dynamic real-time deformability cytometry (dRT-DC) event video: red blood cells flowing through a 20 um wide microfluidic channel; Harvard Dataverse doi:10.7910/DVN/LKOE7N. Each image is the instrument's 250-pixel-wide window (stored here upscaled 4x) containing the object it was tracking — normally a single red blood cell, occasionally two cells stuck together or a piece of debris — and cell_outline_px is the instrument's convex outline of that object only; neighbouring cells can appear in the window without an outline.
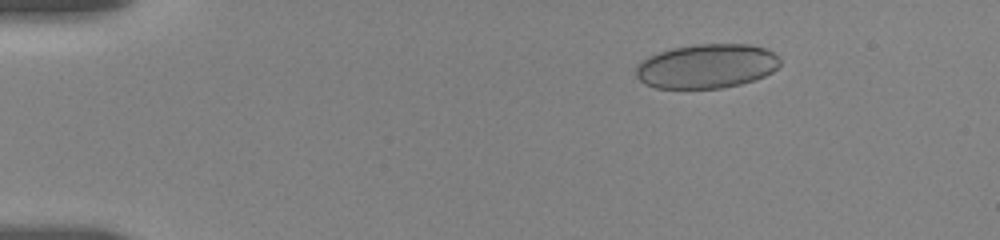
{"species": "human", "species_latin": "Homo sapiens", "temperature_condition": "room temperature", "stored_images_in_passage": 51, "camera_frame_rate_fps": 3000, "um_per_image_px": 0.085, "donor": {"sex": "female"}, "frame": {"image": 1, "passage_image": 4, "time_ms": 1.0, "image_size_px": [1000, 240], "cell_outline_px": [[780, 64], [772, 72], [764, 76], [740, 84], [724, 88], [656, 88], [644, 84], [636, 76], [636, 64], [648, 56], [672, 48], [696, 44], [748, 44], [768, 48], [780, 60]], "centroid_in_image_um": [60.05, 5.62], "position_along_channel_um": 25.0, "area_um2": 37.28}}
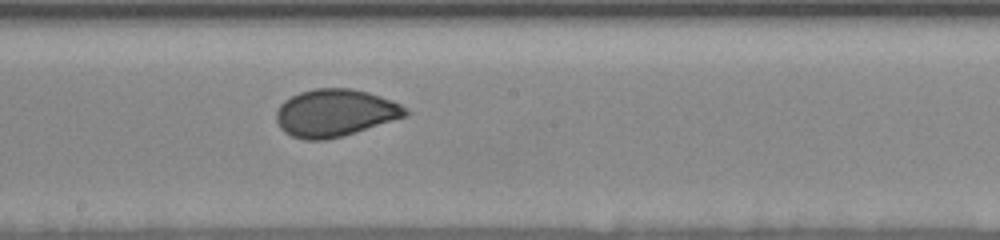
{"frame": {"image": 2, "passage_image": 27, "time_ms": 8.667, "image_size_px": [1000, 240], "cell_outline_px": [[408, 116], [340, 136], [324, 140], [304, 140], [292, 136], [284, 132], [280, 128], [276, 120], [276, 112], [280, 104], [284, 100], [300, 92], [316, 88], [348, 88], [368, 92], [380, 96], [400, 104], [408, 112]], "centroid_in_image_um": [28.44, 9.59], "position_along_channel_um": 219.8, "area_um2": 35.37}}
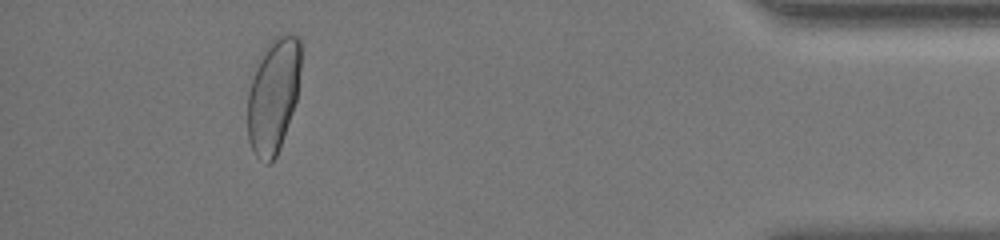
{"frame": {"image": 3, "passage_image": 47, "time_ms": 15.333, "image_size_px": [1000, 240], "cell_outline_px": [[300, 68], [296, 100], [280, 148], [276, 156], [268, 164], [264, 164], [256, 156], [248, 140], [248, 92], [252, 68], [260, 52], [280, 32], [288, 32], [296, 36], [300, 40]], "centroid_in_image_um": [23.2, 8.05], "position_along_channel_um": 412.0, "area_um2": 36.18}, "authors_computed_cell_mechanics": {"area_um2": 36.1828, "velocity_mm_per_s": 3.6233, "shape_relaxation_time_tau1_ms": 5.3399, "shape_relaxation_time_tau2_ms": null, "deformation_change_tau1": 0.115, "deformation_change_tau2": null}}